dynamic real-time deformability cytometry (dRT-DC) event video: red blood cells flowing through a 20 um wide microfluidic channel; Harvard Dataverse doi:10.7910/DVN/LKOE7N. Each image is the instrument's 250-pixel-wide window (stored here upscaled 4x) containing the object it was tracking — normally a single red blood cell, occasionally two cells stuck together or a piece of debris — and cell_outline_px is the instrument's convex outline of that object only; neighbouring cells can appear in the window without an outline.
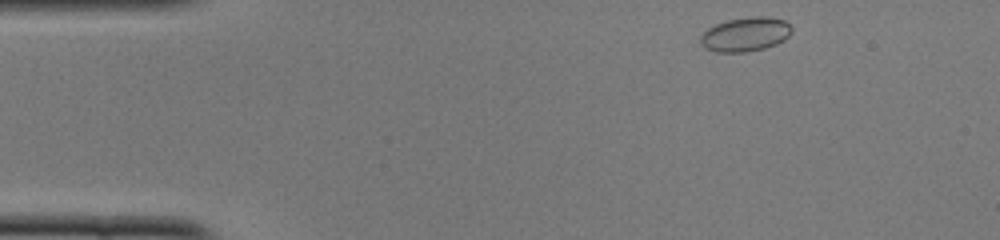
{"species": "common noctule bat (a hibernating species)", "species_latin": "Nyctalus noctula", "temperature_condition": "cold", "stored_images_in_passage": 44, "camera_frame_rate_fps": 3000, "um_per_image_px": 0.085, "animal": {"sex": "female", "body_mass_g": 22.0, "forearm_length_mm": 56.7}, "frame": {"image": 1, "passage_image": 1, "time_ms": 0.0, "image_size_px": [1000, 240], "cell_outline_px": [[792, 32], [784, 40], [776, 44], [764, 48], [744, 52], [716, 52], [704, 48], [700, 44], [700, 36], [708, 28], [716, 24], [728, 20], [756, 16], [768, 16], [784, 20], [792, 28]], "centroid_in_image_um": [63.35, 2.92], "position_along_channel_um": 21.6, "area_um2": 18.15}}
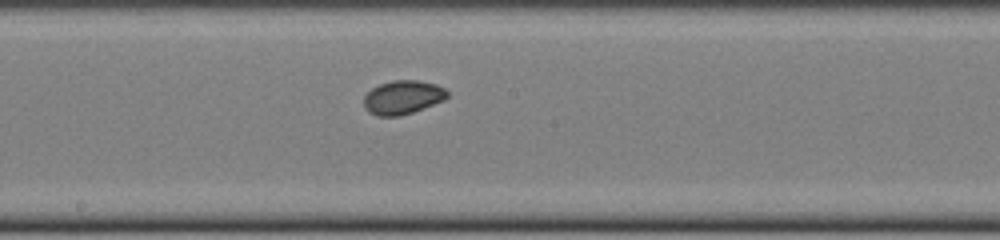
{"frame": {"image": 2, "passage_image": 21, "time_ms": 6.667, "image_size_px": [1000, 240], "cell_outline_px": [[448, 96], [444, 100], [412, 112], [400, 116], [376, 116], [368, 112], [364, 108], [364, 96], [372, 88], [380, 84], [392, 80], [420, 80], [436, 84], [444, 88], [448, 92]], "centroid_in_image_um": [34.22, 8.27], "position_along_channel_um": 214.0, "area_um2": 16.47}}
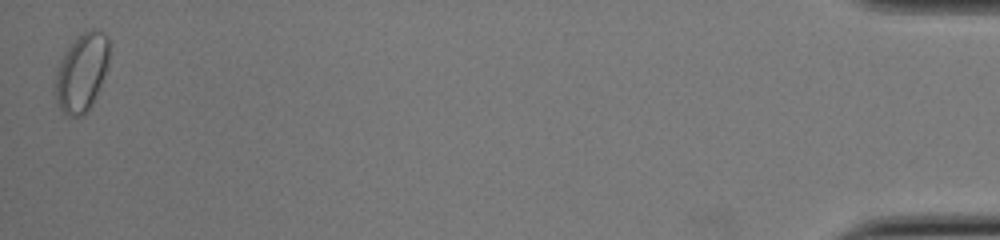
{"frame": {"image": 3, "passage_image": 44, "time_ms": 14.333, "image_size_px": [1000, 240], "cell_outline_px": [[108, 64], [92, 104], [88, 112], [84, 116], [68, 116], [56, 104], [56, 68], [60, 60], [72, 40], [76, 36], [92, 28], [96, 28], [104, 32], [108, 36]], "centroid_in_image_um": [6.94, 6.13], "position_along_channel_um": 428.3, "area_um2": 24.57}, "authors_computed_cell_mechanics": {"area_um2": 16.6753, "velocity_mm_per_s": 3.9859, "shape_relaxation_time_tau1_ms": 2.1881, "shape_relaxation_time_tau2_ms": null, "deformation_change_tau1": 0.03, "deformation_change_tau2": null}}